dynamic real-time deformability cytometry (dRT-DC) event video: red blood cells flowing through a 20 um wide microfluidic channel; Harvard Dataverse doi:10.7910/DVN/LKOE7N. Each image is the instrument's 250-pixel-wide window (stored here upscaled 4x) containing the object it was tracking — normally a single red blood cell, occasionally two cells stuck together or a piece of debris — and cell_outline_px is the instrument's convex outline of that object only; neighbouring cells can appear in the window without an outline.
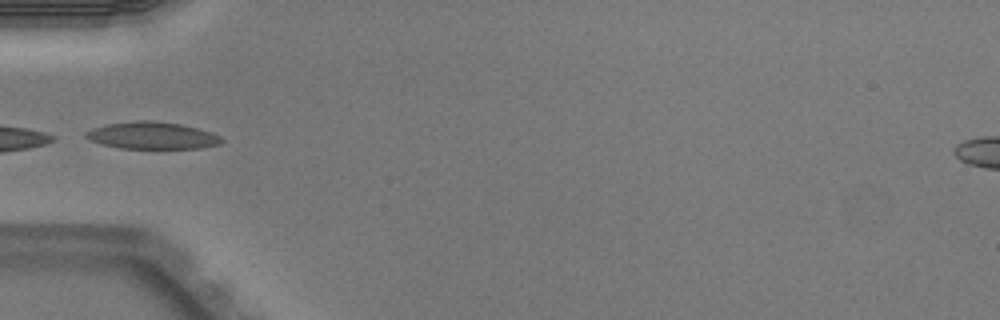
{"species": "Egyptian fruit bat (a non-hibernating species)", "species_latin": "Rousettus aegyptiacus", "temperature_condition": "warm", "stored_images_in_passage": 5, "camera_frame_rate_fps": 3000, "um_per_image_px": 0.085, "animal": {"sex": "male"}, "frame": {"image": 1, "passage_image": 5, "time_ms": 1.333, "image_size_px": [1000, 320], "cell_outline_px": [[224, 140], [220, 144], [200, 148], [120, 148], [100, 144], [88, 140], [84, 136], [84, 132], [92, 128], [104, 124], [136, 120], [152, 120], [180, 124], [212, 132], [220, 136]], "centroid_in_image_um": [12.88, 11.51], "position_along_channel_um": 72.1, "area_um2": 21.62}}